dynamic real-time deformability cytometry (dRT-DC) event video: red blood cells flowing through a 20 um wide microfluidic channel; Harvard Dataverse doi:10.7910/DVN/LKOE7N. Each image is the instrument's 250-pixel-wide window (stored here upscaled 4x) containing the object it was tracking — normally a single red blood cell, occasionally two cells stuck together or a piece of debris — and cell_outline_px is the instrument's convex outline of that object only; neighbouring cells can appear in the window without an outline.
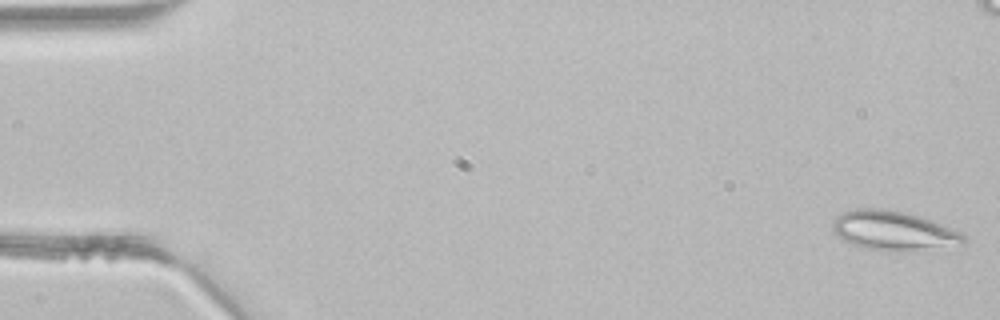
{"species": "common noctule bat (a hibernating species)", "species_latin": "Nyctalus noctula", "temperature_condition": "room temperature", "stored_images_in_passage": 5, "camera_frame_rate_fps": 3000, "um_per_image_px": 0.085, "animal": {"sex": "male", "body_mass_g": 21.5, "forearm_length_mm": 52.0}, "frame": {"image": 1, "passage_image": 1, "time_ms": 0.0, "image_size_px": [1000, 320], "cell_outline_px": [[968, 240], [964, 244], [912, 252], [892, 252], [868, 248], [852, 244], [836, 236], [832, 228], [832, 220], [836, 216], [844, 212], [856, 208], [880, 208], [904, 212], [920, 216], [932, 220], [960, 232], [968, 236]], "centroid_in_image_um": [75.98, 19.62], "position_along_channel_um": 9.0, "area_um2": 30.58}}